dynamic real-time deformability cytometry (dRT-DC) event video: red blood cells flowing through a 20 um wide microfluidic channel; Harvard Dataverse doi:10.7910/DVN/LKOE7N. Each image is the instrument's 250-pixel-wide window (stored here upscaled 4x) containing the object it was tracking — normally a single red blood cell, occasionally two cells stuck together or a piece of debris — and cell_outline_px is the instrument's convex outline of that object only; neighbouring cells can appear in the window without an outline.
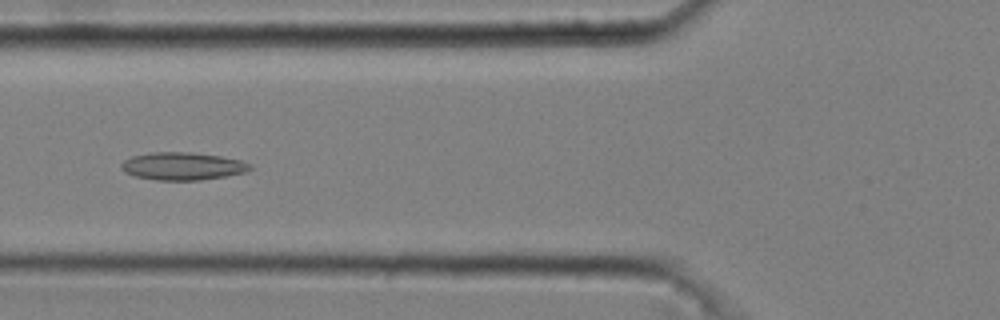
{"species": "common noctule bat (a hibernating species)", "species_latin": "Nyctalus noctula", "temperature_condition": "cold", "stored_images_in_passage": 51, "camera_frame_rate_fps": 3000, "um_per_image_px": 0.085, "animal": {"sex": "male", "body_mass_g": 20.4}, "frame": {"image": 1, "passage_image": 19, "time_ms": 6.0, "image_size_px": [1000, 320], "cell_outline_px": [[252, 168], [248, 172], [200, 180], [156, 180], [136, 176], [124, 172], [120, 168], [120, 164], [124, 160], [132, 156], [152, 152], [188, 152], [220, 156], [240, 160], [252, 164]], "centroid_in_image_um": [15.52, 14.12], "position_along_channel_um": 110.3, "area_um2": 20.81}}
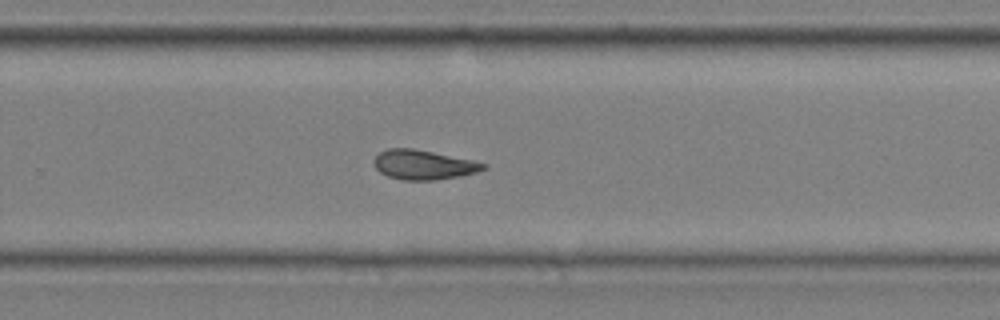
{"frame": {"image": 2, "passage_image": 34, "time_ms": 11.0, "image_size_px": [1000, 320], "cell_outline_px": [[488, 168], [476, 172], [460, 176], [436, 180], [404, 180], [388, 176], [380, 172], [376, 168], [376, 156], [380, 152], [388, 148], [412, 148], [472, 160], [488, 164]], "centroid_in_image_um": [36.03, 14.01], "position_along_channel_um": 293.8, "area_um2": 18.61}}
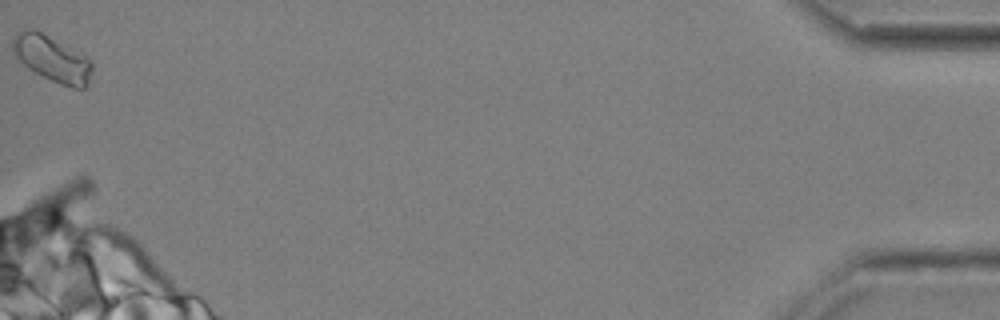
{"frame": {"image": 3, "passage_image": 51, "time_ms": 16.667, "image_size_px": [1000, 320], "cell_outline_px": [[92, 72], [88, 84], [84, 88], [72, 88], [60, 84], [28, 68], [16, 60], [12, 52], [12, 36], [16, 32], [28, 28], [36, 28], [92, 60]], "centroid_in_image_um": [4.38, 4.96], "position_along_channel_um": 430.8, "area_um2": 21.56}, "authors_computed_cell_mechanics": {"area_um2": 19.5364, "velocity_mm_per_s": 3.6779, "shape_relaxation_time_tau1_ms": null, "shape_relaxation_time_tau2_ms": 6.3685, "deformation_change_tau1": null, "deformation_change_tau2": 0.1212}}